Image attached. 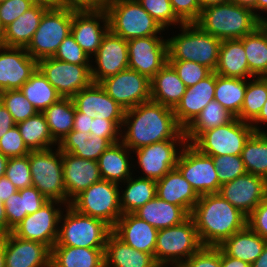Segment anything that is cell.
<instances>
[{"mask_svg": "<svg viewBox=\"0 0 267 267\" xmlns=\"http://www.w3.org/2000/svg\"><path fill=\"white\" fill-rule=\"evenodd\" d=\"M164 140H186L172 108L150 100L125 110L121 142L129 150Z\"/></svg>", "mask_w": 267, "mask_h": 267, "instance_id": "cell-1", "label": "cell"}, {"mask_svg": "<svg viewBox=\"0 0 267 267\" xmlns=\"http://www.w3.org/2000/svg\"><path fill=\"white\" fill-rule=\"evenodd\" d=\"M190 217L203 246H220L247 225V217L219 193L200 196Z\"/></svg>", "mask_w": 267, "mask_h": 267, "instance_id": "cell-2", "label": "cell"}, {"mask_svg": "<svg viewBox=\"0 0 267 267\" xmlns=\"http://www.w3.org/2000/svg\"><path fill=\"white\" fill-rule=\"evenodd\" d=\"M178 28L177 35L166 36L168 61H192L215 71L222 40L204 32L196 23H184Z\"/></svg>", "mask_w": 267, "mask_h": 267, "instance_id": "cell-3", "label": "cell"}, {"mask_svg": "<svg viewBox=\"0 0 267 267\" xmlns=\"http://www.w3.org/2000/svg\"><path fill=\"white\" fill-rule=\"evenodd\" d=\"M195 23L204 32L226 40L241 39L250 34L261 25V20L250 8L228 2L202 9Z\"/></svg>", "mask_w": 267, "mask_h": 267, "instance_id": "cell-4", "label": "cell"}, {"mask_svg": "<svg viewBox=\"0 0 267 267\" xmlns=\"http://www.w3.org/2000/svg\"><path fill=\"white\" fill-rule=\"evenodd\" d=\"M109 30L129 41L135 38L163 36L161 25L137 0H110L106 6Z\"/></svg>", "mask_w": 267, "mask_h": 267, "instance_id": "cell-5", "label": "cell"}, {"mask_svg": "<svg viewBox=\"0 0 267 267\" xmlns=\"http://www.w3.org/2000/svg\"><path fill=\"white\" fill-rule=\"evenodd\" d=\"M111 232L112 228L104 221L83 215L67 205L60 217L54 246L105 248Z\"/></svg>", "mask_w": 267, "mask_h": 267, "instance_id": "cell-6", "label": "cell"}, {"mask_svg": "<svg viewBox=\"0 0 267 267\" xmlns=\"http://www.w3.org/2000/svg\"><path fill=\"white\" fill-rule=\"evenodd\" d=\"M28 156L33 186L48 200L60 201L67 205L60 149L53 147L31 151Z\"/></svg>", "mask_w": 267, "mask_h": 267, "instance_id": "cell-7", "label": "cell"}, {"mask_svg": "<svg viewBox=\"0 0 267 267\" xmlns=\"http://www.w3.org/2000/svg\"><path fill=\"white\" fill-rule=\"evenodd\" d=\"M119 187L117 183L101 179L77 195L70 206L77 212L100 219L113 228L123 215Z\"/></svg>", "mask_w": 267, "mask_h": 267, "instance_id": "cell-8", "label": "cell"}, {"mask_svg": "<svg viewBox=\"0 0 267 267\" xmlns=\"http://www.w3.org/2000/svg\"><path fill=\"white\" fill-rule=\"evenodd\" d=\"M71 23L72 10L50 6L26 47L27 53L37 61L53 57L61 42L71 33Z\"/></svg>", "mask_w": 267, "mask_h": 267, "instance_id": "cell-9", "label": "cell"}, {"mask_svg": "<svg viewBox=\"0 0 267 267\" xmlns=\"http://www.w3.org/2000/svg\"><path fill=\"white\" fill-rule=\"evenodd\" d=\"M202 246L194 221L189 217L182 224L158 230L154 259L181 266Z\"/></svg>", "mask_w": 267, "mask_h": 267, "instance_id": "cell-10", "label": "cell"}, {"mask_svg": "<svg viewBox=\"0 0 267 267\" xmlns=\"http://www.w3.org/2000/svg\"><path fill=\"white\" fill-rule=\"evenodd\" d=\"M253 133L250 123L235 117L227 124L202 133L191 145L208 156L241 155Z\"/></svg>", "mask_w": 267, "mask_h": 267, "instance_id": "cell-11", "label": "cell"}, {"mask_svg": "<svg viewBox=\"0 0 267 267\" xmlns=\"http://www.w3.org/2000/svg\"><path fill=\"white\" fill-rule=\"evenodd\" d=\"M66 206L60 201L48 200L39 210L27 215L11 233L25 240L43 243L52 249L58 239L59 221Z\"/></svg>", "mask_w": 267, "mask_h": 267, "instance_id": "cell-12", "label": "cell"}, {"mask_svg": "<svg viewBox=\"0 0 267 267\" xmlns=\"http://www.w3.org/2000/svg\"><path fill=\"white\" fill-rule=\"evenodd\" d=\"M186 144V140H164L135 149L132 151L136 157V160L133 158L132 163H135L133 169L139 173L140 171L135 168L139 166L137 168L142 173L138 174V177L158 181L170 170L176 168L180 153Z\"/></svg>", "mask_w": 267, "mask_h": 267, "instance_id": "cell-13", "label": "cell"}, {"mask_svg": "<svg viewBox=\"0 0 267 267\" xmlns=\"http://www.w3.org/2000/svg\"><path fill=\"white\" fill-rule=\"evenodd\" d=\"M176 168L199 196L219 193L221 184L212 157L199 152L191 144L183 147Z\"/></svg>", "mask_w": 267, "mask_h": 267, "instance_id": "cell-14", "label": "cell"}, {"mask_svg": "<svg viewBox=\"0 0 267 267\" xmlns=\"http://www.w3.org/2000/svg\"><path fill=\"white\" fill-rule=\"evenodd\" d=\"M38 69L62 98H72L92 83L91 65H78L54 57L38 60Z\"/></svg>", "mask_w": 267, "mask_h": 267, "instance_id": "cell-15", "label": "cell"}, {"mask_svg": "<svg viewBox=\"0 0 267 267\" xmlns=\"http://www.w3.org/2000/svg\"><path fill=\"white\" fill-rule=\"evenodd\" d=\"M124 110L151 100L150 79L127 68L99 83Z\"/></svg>", "mask_w": 267, "mask_h": 267, "instance_id": "cell-16", "label": "cell"}, {"mask_svg": "<svg viewBox=\"0 0 267 267\" xmlns=\"http://www.w3.org/2000/svg\"><path fill=\"white\" fill-rule=\"evenodd\" d=\"M165 36H149L128 42V68L151 79L168 63Z\"/></svg>", "mask_w": 267, "mask_h": 267, "instance_id": "cell-17", "label": "cell"}, {"mask_svg": "<svg viewBox=\"0 0 267 267\" xmlns=\"http://www.w3.org/2000/svg\"><path fill=\"white\" fill-rule=\"evenodd\" d=\"M128 59L127 40L108 30L97 52L91 57L92 82L100 83L105 78L127 69Z\"/></svg>", "mask_w": 267, "mask_h": 267, "instance_id": "cell-18", "label": "cell"}, {"mask_svg": "<svg viewBox=\"0 0 267 267\" xmlns=\"http://www.w3.org/2000/svg\"><path fill=\"white\" fill-rule=\"evenodd\" d=\"M266 190V179L246 173L222 184L219 194L248 217L266 197Z\"/></svg>", "mask_w": 267, "mask_h": 267, "instance_id": "cell-19", "label": "cell"}, {"mask_svg": "<svg viewBox=\"0 0 267 267\" xmlns=\"http://www.w3.org/2000/svg\"><path fill=\"white\" fill-rule=\"evenodd\" d=\"M38 68L26 48L0 45V90L20 89Z\"/></svg>", "mask_w": 267, "mask_h": 267, "instance_id": "cell-20", "label": "cell"}, {"mask_svg": "<svg viewBox=\"0 0 267 267\" xmlns=\"http://www.w3.org/2000/svg\"><path fill=\"white\" fill-rule=\"evenodd\" d=\"M76 109L92 119H106L113 121L122 128L125 110L115 102L99 83H91L73 97Z\"/></svg>", "mask_w": 267, "mask_h": 267, "instance_id": "cell-21", "label": "cell"}, {"mask_svg": "<svg viewBox=\"0 0 267 267\" xmlns=\"http://www.w3.org/2000/svg\"><path fill=\"white\" fill-rule=\"evenodd\" d=\"M109 30L106 10L73 11L71 34L81 48L92 57Z\"/></svg>", "mask_w": 267, "mask_h": 267, "instance_id": "cell-22", "label": "cell"}, {"mask_svg": "<svg viewBox=\"0 0 267 267\" xmlns=\"http://www.w3.org/2000/svg\"><path fill=\"white\" fill-rule=\"evenodd\" d=\"M5 267H51V249L11 232L4 236Z\"/></svg>", "mask_w": 267, "mask_h": 267, "instance_id": "cell-23", "label": "cell"}, {"mask_svg": "<svg viewBox=\"0 0 267 267\" xmlns=\"http://www.w3.org/2000/svg\"><path fill=\"white\" fill-rule=\"evenodd\" d=\"M64 185L67 205L92 184L100 181L98 162L62 152Z\"/></svg>", "mask_w": 267, "mask_h": 267, "instance_id": "cell-24", "label": "cell"}, {"mask_svg": "<svg viewBox=\"0 0 267 267\" xmlns=\"http://www.w3.org/2000/svg\"><path fill=\"white\" fill-rule=\"evenodd\" d=\"M216 86V73L199 81L196 85L186 88L180 102L173 109L178 124L185 130L201 113V111L214 100Z\"/></svg>", "mask_w": 267, "mask_h": 267, "instance_id": "cell-25", "label": "cell"}, {"mask_svg": "<svg viewBox=\"0 0 267 267\" xmlns=\"http://www.w3.org/2000/svg\"><path fill=\"white\" fill-rule=\"evenodd\" d=\"M112 232L132 248L154 257L158 229L133 213L123 214L112 228Z\"/></svg>", "mask_w": 267, "mask_h": 267, "instance_id": "cell-26", "label": "cell"}, {"mask_svg": "<svg viewBox=\"0 0 267 267\" xmlns=\"http://www.w3.org/2000/svg\"><path fill=\"white\" fill-rule=\"evenodd\" d=\"M156 196L184 208L189 214L200 198L177 168L170 170L156 181Z\"/></svg>", "mask_w": 267, "mask_h": 267, "instance_id": "cell-27", "label": "cell"}, {"mask_svg": "<svg viewBox=\"0 0 267 267\" xmlns=\"http://www.w3.org/2000/svg\"><path fill=\"white\" fill-rule=\"evenodd\" d=\"M131 154L132 151L121 141L109 146L97 161L101 178L121 184L135 175L136 172L132 169L134 156Z\"/></svg>", "mask_w": 267, "mask_h": 267, "instance_id": "cell-28", "label": "cell"}, {"mask_svg": "<svg viewBox=\"0 0 267 267\" xmlns=\"http://www.w3.org/2000/svg\"><path fill=\"white\" fill-rule=\"evenodd\" d=\"M52 4H34L4 28L2 46L26 48L37 30L44 12Z\"/></svg>", "mask_w": 267, "mask_h": 267, "instance_id": "cell-29", "label": "cell"}, {"mask_svg": "<svg viewBox=\"0 0 267 267\" xmlns=\"http://www.w3.org/2000/svg\"><path fill=\"white\" fill-rule=\"evenodd\" d=\"M156 229L182 224L190 214L182 207L159 199L157 196L133 212Z\"/></svg>", "mask_w": 267, "mask_h": 267, "instance_id": "cell-30", "label": "cell"}, {"mask_svg": "<svg viewBox=\"0 0 267 267\" xmlns=\"http://www.w3.org/2000/svg\"><path fill=\"white\" fill-rule=\"evenodd\" d=\"M155 263L151 254L132 248L113 232L109 234L104 250V267H152Z\"/></svg>", "mask_w": 267, "mask_h": 267, "instance_id": "cell-31", "label": "cell"}, {"mask_svg": "<svg viewBox=\"0 0 267 267\" xmlns=\"http://www.w3.org/2000/svg\"><path fill=\"white\" fill-rule=\"evenodd\" d=\"M150 83L151 100L172 109L180 102L187 88L169 63L150 79Z\"/></svg>", "mask_w": 267, "mask_h": 267, "instance_id": "cell-32", "label": "cell"}, {"mask_svg": "<svg viewBox=\"0 0 267 267\" xmlns=\"http://www.w3.org/2000/svg\"><path fill=\"white\" fill-rule=\"evenodd\" d=\"M214 72L223 77L250 79L247 56L241 39L222 40Z\"/></svg>", "mask_w": 267, "mask_h": 267, "instance_id": "cell-33", "label": "cell"}, {"mask_svg": "<svg viewBox=\"0 0 267 267\" xmlns=\"http://www.w3.org/2000/svg\"><path fill=\"white\" fill-rule=\"evenodd\" d=\"M267 243L248 225L226 239L219 247L228 255L252 264L263 252Z\"/></svg>", "mask_w": 267, "mask_h": 267, "instance_id": "cell-34", "label": "cell"}, {"mask_svg": "<svg viewBox=\"0 0 267 267\" xmlns=\"http://www.w3.org/2000/svg\"><path fill=\"white\" fill-rule=\"evenodd\" d=\"M105 248L53 246L51 267H104Z\"/></svg>", "mask_w": 267, "mask_h": 267, "instance_id": "cell-35", "label": "cell"}, {"mask_svg": "<svg viewBox=\"0 0 267 267\" xmlns=\"http://www.w3.org/2000/svg\"><path fill=\"white\" fill-rule=\"evenodd\" d=\"M111 145L106 138L90 136V133L72 130L58 143L57 147L61 152L98 161L99 157Z\"/></svg>", "mask_w": 267, "mask_h": 267, "instance_id": "cell-36", "label": "cell"}, {"mask_svg": "<svg viewBox=\"0 0 267 267\" xmlns=\"http://www.w3.org/2000/svg\"><path fill=\"white\" fill-rule=\"evenodd\" d=\"M119 186L122 214L133 213L156 197V181L152 179L137 177L133 174Z\"/></svg>", "mask_w": 267, "mask_h": 267, "instance_id": "cell-37", "label": "cell"}, {"mask_svg": "<svg viewBox=\"0 0 267 267\" xmlns=\"http://www.w3.org/2000/svg\"><path fill=\"white\" fill-rule=\"evenodd\" d=\"M75 111L76 107L72 98H60L42 112L50 134L57 143L73 130Z\"/></svg>", "mask_w": 267, "mask_h": 267, "instance_id": "cell-38", "label": "cell"}, {"mask_svg": "<svg viewBox=\"0 0 267 267\" xmlns=\"http://www.w3.org/2000/svg\"><path fill=\"white\" fill-rule=\"evenodd\" d=\"M20 135L30 151L57 147L58 143L50 134L47 121L42 112L16 124Z\"/></svg>", "mask_w": 267, "mask_h": 267, "instance_id": "cell-39", "label": "cell"}, {"mask_svg": "<svg viewBox=\"0 0 267 267\" xmlns=\"http://www.w3.org/2000/svg\"><path fill=\"white\" fill-rule=\"evenodd\" d=\"M241 40L247 56L250 78L262 77L267 72V29L261 24Z\"/></svg>", "mask_w": 267, "mask_h": 267, "instance_id": "cell-40", "label": "cell"}, {"mask_svg": "<svg viewBox=\"0 0 267 267\" xmlns=\"http://www.w3.org/2000/svg\"><path fill=\"white\" fill-rule=\"evenodd\" d=\"M235 118L217 101L212 100L198 117L184 130L186 141L192 144L202 133L227 124Z\"/></svg>", "mask_w": 267, "mask_h": 267, "instance_id": "cell-41", "label": "cell"}, {"mask_svg": "<svg viewBox=\"0 0 267 267\" xmlns=\"http://www.w3.org/2000/svg\"><path fill=\"white\" fill-rule=\"evenodd\" d=\"M247 79L223 77L216 74L214 100L237 117L243 105Z\"/></svg>", "mask_w": 267, "mask_h": 267, "instance_id": "cell-42", "label": "cell"}, {"mask_svg": "<svg viewBox=\"0 0 267 267\" xmlns=\"http://www.w3.org/2000/svg\"><path fill=\"white\" fill-rule=\"evenodd\" d=\"M20 91L37 112L45 111L62 98L38 68L20 88Z\"/></svg>", "mask_w": 267, "mask_h": 267, "instance_id": "cell-43", "label": "cell"}, {"mask_svg": "<svg viewBox=\"0 0 267 267\" xmlns=\"http://www.w3.org/2000/svg\"><path fill=\"white\" fill-rule=\"evenodd\" d=\"M240 156L247 173L267 180V132H254Z\"/></svg>", "mask_w": 267, "mask_h": 267, "instance_id": "cell-44", "label": "cell"}, {"mask_svg": "<svg viewBox=\"0 0 267 267\" xmlns=\"http://www.w3.org/2000/svg\"><path fill=\"white\" fill-rule=\"evenodd\" d=\"M267 101V81L263 77L247 79V89L240 114L241 121L251 123Z\"/></svg>", "mask_w": 267, "mask_h": 267, "instance_id": "cell-45", "label": "cell"}, {"mask_svg": "<svg viewBox=\"0 0 267 267\" xmlns=\"http://www.w3.org/2000/svg\"><path fill=\"white\" fill-rule=\"evenodd\" d=\"M0 103L9 111L16 124L38 113L20 89L1 91Z\"/></svg>", "mask_w": 267, "mask_h": 267, "instance_id": "cell-46", "label": "cell"}, {"mask_svg": "<svg viewBox=\"0 0 267 267\" xmlns=\"http://www.w3.org/2000/svg\"><path fill=\"white\" fill-rule=\"evenodd\" d=\"M164 30L177 28L184 22L175 14L170 0H137ZM179 25V26H178ZM174 26V27H173Z\"/></svg>", "mask_w": 267, "mask_h": 267, "instance_id": "cell-47", "label": "cell"}, {"mask_svg": "<svg viewBox=\"0 0 267 267\" xmlns=\"http://www.w3.org/2000/svg\"><path fill=\"white\" fill-rule=\"evenodd\" d=\"M217 171L219 183L233 181L247 173L240 155L211 156Z\"/></svg>", "mask_w": 267, "mask_h": 267, "instance_id": "cell-48", "label": "cell"}, {"mask_svg": "<svg viewBox=\"0 0 267 267\" xmlns=\"http://www.w3.org/2000/svg\"><path fill=\"white\" fill-rule=\"evenodd\" d=\"M5 176L18 189L33 186L29 156L11 157L6 165Z\"/></svg>", "mask_w": 267, "mask_h": 267, "instance_id": "cell-49", "label": "cell"}, {"mask_svg": "<svg viewBox=\"0 0 267 267\" xmlns=\"http://www.w3.org/2000/svg\"><path fill=\"white\" fill-rule=\"evenodd\" d=\"M168 63L186 87L196 85L213 72L210 68L192 61H168Z\"/></svg>", "mask_w": 267, "mask_h": 267, "instance_id": "cell-50", "label": "cell"}, {"mask_svg": "<svg viewBox=\"0 0 267 267\" xmlns=\"http://www.w3.org/2000/svg\"><path fill=\"white\" fill-rule=\"evenodd\" d=\"M53 57L72 64L91 65V57L75 41L71 33L61 42Z\"/></svg>", "mask_w": 267, "mask_h": 267, "instance_id": "cell-51", "label": "cell"}, {"mask_svg": "<svg viewBox=\"0 0 267 267\" xmlns=\"http://www.w3.org/2000/svg\"><path fill=\"white\" fill-rule=\"evenodd\" d=\"M0 152L8 158L22 157L31 152L25 145L17 126L12 127L0 138Z\"/></svg>", "mask_w": 267, "mask_h": 267, "instance_id": "cell-52", "label": "cell"}, {"mask_svg": "<svg viewBox=\"0 0 267 267\" xmlns=\"http://www.w3.org/2000/svg\"><path fill=\"white\" fill-rule=\"evenodd\" d=\"M181 267H221V248L202 246Z\"/></svg>", "mask_w": 267, "mask_h": 267, "instance_id": "cell-53", "label": "cell"}, {"mask_svg": "<svg viewBox=\"0 0 267 267\" xmlns=\"http://www.w3.org/2000/svg\"><path fill=\"white\" fill-rule=\"evenodd\" d=\"M6 217L8 221V234L19 224L26 216L24 204V189L18 190L4 201Z\"/></svg>", "mask_w": 267, "mask_h": 267, "instance_id": "cell-54", "label": "cell"}, {"mask_svg": "<svg viewBox=\"0 0 267 267\" xmlns=\"http://www.w3.org/2000/svg\"><path fill=\"white\" fill-rule=\"evenodd\" d=\"M33 5L34 3L30 0H6L0 2V21L3 28L14 22Z\"/></svg>", "mask_w": 267, "mask_h": 267, "instance_id": "cell-55", "label": "cell"}, {"mask_svg": "<svg viewBox=\"0 0 267 267\" xmlns=\"http://www.w3.org/2000/svg\"><path fill=\"white\" fill-rule=\"evenodd\" d=\"M175 14L184 23H195L201 15L199 0H170Z\"/></svg>", "mask_w": 267, "mask_h": 267, "instance_id": "cell-56", "label": "cell"}, {"mask_svg": "<svg viewBox=\"0 0 267 267\" xmlns=\"http://www.w3.org/2000/svg\"><path fill=\"white\" fill-rule=\"evenodd\" d=\"M90 136L106 138L111 144L121 141V129L110 120L94 118Z\"/></svg>", "mask_w": 267, "mask_h": 267, "instance_id": "cell-57", "label": "cell"}, {"mask_svg": "<svg viewBox=\"0 0 267 267\" xmlns=\"http://www.w3.org/2000/svg\"><path fill=\"white\" fill-rule=\"evenodd\" d=\"M247 225L267 240V196L247 217Z\"/></svg>", "mask_w": 267, "mask_h": 267, "instance_id": "cell-58", "label": "cell"}, {"mask_svg": "<svg viewBox=\"0 0 267 267\" xmlns=\"http://www.w3.org/2000/svg\"><path fill=\"white\" fill-rule=\"evenodd\" d=\"M52 6L73 11L105 10L110 0H51Z\"/></svg>", "mask_w": 267, "mask_h": 267, "instance_id": "cell-59", "label": "cell"}, {"mask_svg": "<svg viewBox=\"0 0 267 267\" xmlns=\"http://www.w3.org/2000/svg\"><path fill=\"white\" fill-rule=\"evenodd\" d=\"M48 199L34 186L24 188V204L27 215L39 210Z\"/></svg>", "mask_w": 267, "mask_h": 267, "instance_id": "cell-60", "label": "cell"}, {"mask_svg": "<svg viewBox=\"0 0 267 267\" xmlns=\"http://www.w3.org/2000/svg\"><path fill=\"white\" fill-rule=\"evenodd\" d=\"M92 121V115L83 114L76 109L73 130L90 133Z\"/></svg>", "mask_w": 267, "mask_h": 267, "instance_id": "cell-61", "label": "cell"}, {"mask_svg": "<svg viewBox=\"0 0 267 267\" xmlns=\"http://www.w3.org/2000/svg\"><path fill=\"white\" fill-rule=\"evenodd\" d=\"M16 123L9 111L0 103V138L7 133Z\"/></svg>", "mask_w": 267, "mask_h": 267, "instance_id": "cell-62", "label": "cell"}, {"mask_svg": "<svg viewBox=\"0 0 267 267\" xmlns=\"http://www.w3.org/2000/svg\"><path fill=\"white\" fill-rule=\"evenodd\" d=\"M18 189L6 177H0V200L4 203L11 195L15 194Z\"/></svg>", "mask_w": 267, "mask_h": 267, "instance_id": "cell-63", "label": "cell"}, {"mask_svg": "<svg viewBox=\"0 0 267 267\" xmlns=\"http://www.w3.org/2000/svg\"><path fill=\"white\" fill-rule=\"evenodd\" d=\"M250 124L252 128L254 129V132H267L265 131V128H263V125L264 126L267 125V101L263 105L262 109L260 110L259 115Z\"/></svg>", "mask_w": 267, "mask_h": 267, "instance_id": "cell-64", "label": "cell"}, {"mask_svg": "<svg viewBox=\"0 0 267 267\" xmlns=\"http://www.w3.org/2000/svg\"><path fill=\"white\" fill-rule=\"evenodd\" d=\"M221 267H251V264L245 261H242L240 259H236L231 256H228L221 249Z\"/></svg>", "mask_w": 267, "mask_h": 267, "instance_id": "cell-65", "label": "cell"}, {"mask_svg": "<svg viewBox=\"0 0 267 267\" xmlns=\"http://www.w3.org/2000/svg\"><path fill=\"white\" fill-rule=\"evenodd\" d=\"M8 234V221L4 203L0 200V237Z\"/></svg>", "mask_w": 267, "mask_h": 267, "instance_id": "cell-66", "label": "cell"}, {"mask_svg": "<svg viewBox=\"0 0 267 267\" xmlns=\"http://www.w3.org/2000/svg\"><path fill=\"white\" fill-rule=\"evenodd\" d=\"M263 13H265V15H267L266 14L267 13V0H257L256 1V16L261 21L267 20V16L265 17V15Z\"/></svg>", "mask_w": 267, "mask_h": 267, "instance_id": "cell-67", "label": "cell"}, {"mask_svg": "<svg viewBox=\"0 0 267 267\" xmlns=\"http://www.w3.org/2000/svg\"><path fill=\"white\" fill-rule=\"evenodd\" d=\"M251 267H267V243L263 252L259 255L256 261L251 264Z\"/></svg>", "mask_w": 267, "mask_h": 267, "instance_id": "cell-68", "label": "cell"}, {"mask_svg": "<svg viewBox=\"0 0 267 267\" xmlns=\"http://www.w3.org/2000/svg\"><path fill=\"white\" fill-rule=\"evenodd\" d=\"M256 1L257 0H231V2L237 5L250 8L251 10H253L255 15H256Z\"/></svg>", "mask_w": 267, "mask_h": 267, "instance_id": "cell-69", "label": "cell"}, {"mask_svg": "<svg viewBox=\"0 0 267 267\" xmlns=\"http://www.w3.org/2000/svg\"><path fill=\"white\" fill-rule=\"evenodd\" d=\"M199 2L201 9H205L209 6L231 2V0H199Z\"/></svg>", "mask_w": 267, "mask_h": 267, "instance_id": "cell-70", "label": "cell"}, {"mask_svg": "<svg viewBox=\"0 0 267 267\" xmlns=\"http://www.w3.org/2000/svg\"><path fill=\"white\" fill-rule=\"evenodd\" d=\"M8 159L9 158L7 156H4L0 152V177L5 176L6 165H7Z\"/></svg>", "mask_w": 267, "mask_h": 267, "instance_id": "cell-71", "label": "cell"}, {"mask_svg": "<svg viewBox=\"0 0 267 267\" xmlns=\"http://www.w3.org/2000/svg\"><path fill=\"white\" fill-rule=\"evenodd\" d=\"M0 267H5L4 236L0 237Z\"/></svg>", "mask_w": 267, "mask_h": 267, "instance_id": "cell-72", "label": "cell"}, {"mask_svg": "<svg viewBox=\"0 0 267 267\" xmlns=\"http://www.w3.org/2000/svg\"><path fill=\"white\" fill-rule=\"evenodd\" d=\"M152 267H181V266L174 263L156 262Z\"/></svg>", "mask_w": 267, "mask_h": 267, "instance_id": "cell-73", "label": "cell"}, {"mask_svg": "<svg viewBox=\"0 0 267 267\" xmlns=\"http://www.w3.org/2000/svg\"><path fill=\"white\" fill-rule=\"evenodd\" d=\"M34 4H52L51 0H30Z\"/></svg>", "mask_w": 267, "mask_h": 267, "instance_id": "cell-74", "label": "cell"}, {"mask_svg": "<svg viewBox=\"0 0 267 267\" xmlns=\"http://www.w3.org/2000/svg\"><path fill=\"white\" fill-rule=\"evenodd\" d=\"M3 33H4V28H3L1 21H0V45H2Z\"/></svg>", "mask_w": 267, "mask_h": 267, "instance_id": "cell-75", "label": "cell"}, {"mask_svg": "<svg viewBox=\"0 0 267 267\" xmlns=\"http://www.w3.org/2000/svg\"><path fill=\"white\" fill-rule=\"evenodd\" d=\"M261 24L267 29V20L261 21Z\"/></svg>", "mask_w": 267, "mask_h": 267, "instance_id": "cell-76", "label": "cell"}, {"mask_svg": "<svg viewBox=\"0 0 267 267\" xmlns=\"http://www.w3.org/2000/svg\"><path fill=\"white\" fill-rule=\"evenodd\" d=\"M262 77L267 81V72Z\"/></svg>", "mask_w": 267, "mask_h": 267, "instance_id": "cell-77", "label": "cell"}]
</instances>
